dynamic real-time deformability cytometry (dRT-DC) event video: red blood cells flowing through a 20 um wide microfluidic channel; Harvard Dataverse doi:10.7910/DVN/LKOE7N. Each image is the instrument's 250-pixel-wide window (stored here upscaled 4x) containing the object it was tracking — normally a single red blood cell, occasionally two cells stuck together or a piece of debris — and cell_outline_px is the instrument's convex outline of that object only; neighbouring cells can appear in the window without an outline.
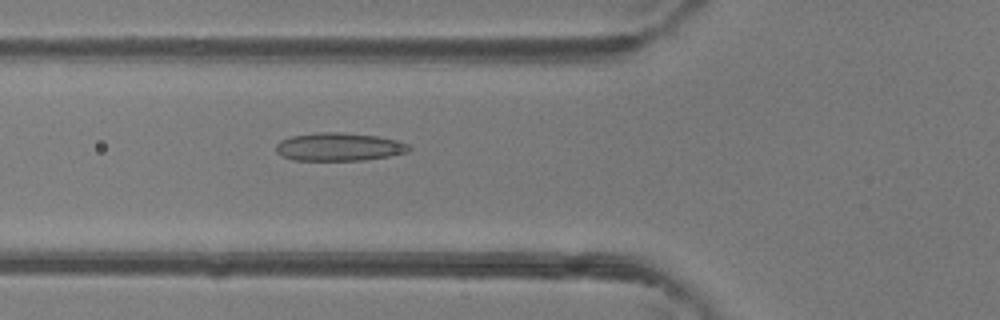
{"species": "common noctule bat (a hibernating species)", "species_latin": "Nyctalus noctula", "temperature_condition": "room temperature", "stored_images_in_passage": 37, "camera_frame_rate_fps": 3000, "um_per_image_px": 0.085, "animal": {"sex": "female"}, "frame": {"image": 1, "passage_image": 8, "time_ms": 2.333, "image_size_px": [1000, 320], "cell_outline_px": [[412, 148], [408, 152], [388, 156], [364, 160], [292, 160], [280, 156], [276, 152], [276, 144], [280, 140], [292, 136], [316, 132], [344, 132], [380, 136], [400, 140], [408, 144]], "centroid_in_image_um": [28.83, 12.47], "position_along_channel_um": 97.0, "area_um2": 22.14}}
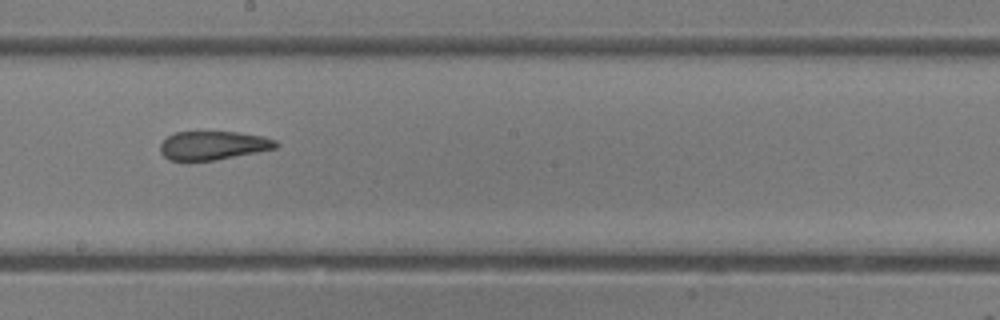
{"frame": {"image": 2, "passage_image": 17, "time_ms": 5.333, "image_size_px": [1000, 320], "cell_outline_px": [[280, 144], [276, 148], [216, 160], [188, 164], [168, 160], [160, 152], [160, 144], [168, 136], [176, 132], [236, 132], [264, 136], [276, 140]], "centroid_in_image_um": [18.06, 12.4], "position_along_channel_um": 230.1, "area_um2": 19.94}}
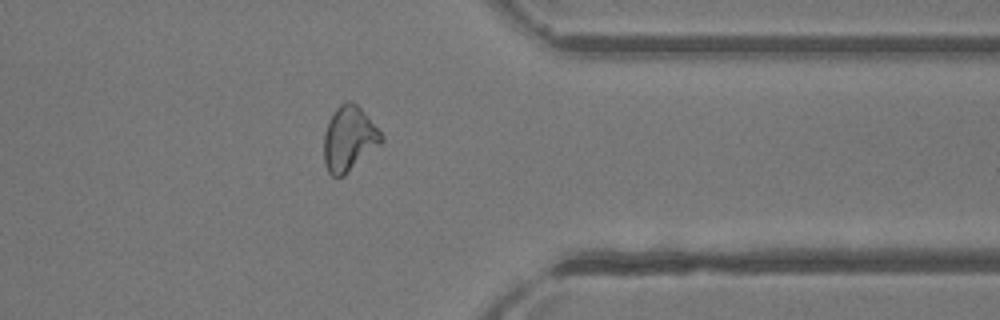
{"frame": {"image": 3, "passage_image": 28, "time_ms": 9.0, "image_size_px": [1000, 320], "cell_outline_px": [[384, 140], [380, 144], [344, 176], [332, 176], [328, 172], [324, 164], [324, 132], [328, 120], [336, 108], [340, 104], [348, 100], [352, 100], [368, 116], [384, 136]], "centroid_in_image_um": [29.65, 11.78], "position_along_channel_um": 381.7, "area_um2": 21.73}, "authors_computed_cell_mechanics": {"area_um2": 21.5016, "velocity_mm_per_s": 4.4132, "shape_relaxation_time_tau1_ms": null, "shape_relaxation_time_tau2_ms": 1.8851, "deformation_change_tau1": null, "deformation_change_tau2": 0.0862}}